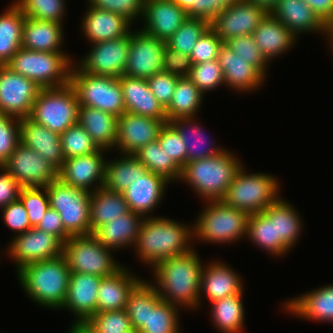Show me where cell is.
I'll return each mask as SVG.
<instances>
[{
  "label": "cell",
  "instance_id": "63",
  "mask_svg": "<svg viewBox=\"0 0 333 333\" xmlns=\"http://www.w3.org/2000/svg\"><path fill=\"white\" fill-rule=\"evenodd\" d=\"M326 24L333 18V0H303Z\"/></svg>",
  "mask_w": 333,
  "mask_h": 333
},
{
  "label": "cell",
  "instance_id": "43",
  "mask_svg": "<svg viewBox=\"0 0 333 333\" xmlns=\"http://www.w3.org/2000/svg\"><path fill=\"white\" fill-rule=\"evenodd\" d=\"M134 156L145 165L148 171L163 176L167 181L181 176L182 168L168 157L158 140L148 143Z\"/></svg>",
  "mask_w": 333,
  "mask_h": 333
},
{
  "label": "cell",
  "instance_id": "12",
  "mask_svg": "<svg viewBox=\"0 0 333 333\" xmlns=\"http://www.w3.org/2000/svg\"><path fill=\"white\" fill-rule=\"evenodd\" d=\"M34 81L0 65V114L22 119L29 117L34 101L41 91Z\"/></svg>",
  "mask_w": 333,
  "mask_h": 333
},
{
  "label": "cell",
  "instance_id": "23",
  "mask_svg": "<svg viewBox=\"0 0 333 333\" xmlns=\"http://www.w3.org/2000/svg\"><path fill=\"white\" fill-rule=\"evenodd\" d=\"M119 79L126 112L149 118L167 119L165 109L150 91L146 79L126 75Z\"/></svg>",
  "mask_w": 333,
  "mask_h": 333
},
{
  "label": "cell",
  "instance_id": "25",
  "mask_svg": "<svg viewBox=\"0 0 333 333\" xmlns=\"http://www.w3.org/2000/svg\"><path fill=\"white\" fill-rule=\"evenodd\" d=\"M84 20L83 31L91 43L114 40L130 33L131 22L122 15L103 9L89 7Z\"/></svg>",
  "mask_w": 333,
  "mask_h": 333
},
{
  "label": "cell",
  "instance_id": "39",
  "mask_svg": "<svg viewBox=\"0 0 333 333\" xmlns=\"http://www.w3.org/2000/svg\"><path fill=\"white\" fill-rule=\"evenodd\" d=\"M203 93L188 78L179 77L171 102L165 109L167 122L177 118H193L200 107Z\"/></svg>",
  "mask_w": 333,
  "mask_h": 333
},
{
  "label": "cell",
  "instance_id": "19",
  "mask_svg": "<svg viewBox=\"0 0 333 333\" xmlns=\"http://www.w3.org/2000/svg\"><path fill=\"white\" fill-rule=\"evenodd\" d=\"M144 33L166 42L188 18L187 12L173 0H146Z\"/></svg>",
  "mask_w": 333,
  "mask_h": 333
},
{
  "label": "cell",
  "instance_id": "15",
  "mask_svg": "<svg viewBox=\"0 0 333 333\" xmlns=\"http://www.w3.org/2000/svg\"><path fill=\"white\" fill-rule=\"evenodd\" d=\"M92 44L94 46L91 52L87 54L79 66L84 72L114 78H120L125 74L130 33L118 39Z\"/></svg>",
  "mask_w": 333,
  "mask_h": 333
},
{
  "label": "cell",
  "instance_id": "48",
  "mask_svg": "<svg viewBox=\"0 0 333 333\" xmlns=\"http://www.w3.org/2000/svg\"><path fill=\"white\" fill-rule=\"evenodd\" d=\"M15 4L26 17L62 24L65 9L63 0H19Z\"/></svg>",
  "mask_w": 333,
  "mask_h": 333
},
{
  "label": "cell",
  "instance_id": "62",
  "mask_svg": "<svg viewBox=\"0 0 333 333\" xmlns=\"http://www.w3.org/2000/svg\"><path fill=\"white\" fill-rule=\"evenodd\" d=\"M0 173V208L19 199L22 186L3 168Z\"/></svg>",
  "mask_w": 333,
  "mask_h": 333
},
{
  "label": "cell",
  "instance_id": "42",
  "mask_svg": "<svg viewBox=\"0 0 333 333\" xmlns=\"http://www.w3.org/2000/svg\"><path fill=\"white\" fill-rule=\"evenodd\" d=\"M247 235L271 254L282 255L288 251L276 238L275 217H268L264 212L249 214Z\"/></svg>",
  "mask_w": 333,
  "mask_h": 333
},
{
  "label": "cell",
  "instance_id": "20",
  "mask_svg": "<svg viewBox=\"0 0 333 333\" xmlns=\"http://www.w3.org/2000/svg\"><path fill=\"white\" fill-rule=\"evenodd\" d=\"M101 277L70 272L68 292L63 307L77 316L74 324L84 325L97 313V295Z\"/></svg>",
  "mask_w": 333,
  "mask_h": 333
},
{
  "label": "cell",
  "instance_id": "30",
  "mask_svg": "<svg viewBox=\"0 0 333 333\" xmlns=\"http://www.w3.org/2000/svg\"><path fill=\"white\" fill-rule=\"evenodd\" d=\"M263 56L269 61L294 44L295 35L271 13H268L252 34Z\"/></svg>",
  "mask_w": 333,
  "mask_h": 333
},
{
  "label": "cell",
  "instance_id": "21",
  "mask_svg": "<svg viewBox=\"0 0 333 333\" xmlns=\"http://www.w3.org/2000/svg\"><path fill=\"white\" fill-rule=\"evenodd\" d=\"M103 149L89 155L76 156L65 159L63 166L58 170V179L63 183L89 191L94 181L103 187L105 179V165L101 155Z\"/></svg>",
  "mask_w": 333,
  "mask_h": 333
},
{
  "label": "cell",
  "instance_id": "9",
  "mask_svg": "<svg viewBox=\"0 0 333 333\" xmlns=\"http://www.w3.org/2000/svg\"><path fill=\"white\" fill-rule=\"evenodd\" d=\"M46 190L50 207L60 214L65 231L70 236L90 235L91 191L67 185L60 179L54 180Z\"/></svg>",
  "mask_w": 333,
  "mask_h": 333
},
{
  "label": "cell",
  "instance_id": "6",
  "mask_svg": "<svg viewBox=\"0 0 333 333\" xmlns=\"http://www.w3.org/2000/svg\"><path fill=\"white\" fill-rule=\"evenodd\" d=\"M79 101L70 83L57 88H42L29 118L47 129L62 134L78 124Z\"/></svg>",
  "mask_w": 333,
  "mask_h": 333
},
{
  "label": "cell",
  "instance_id": "67",
  "mask_svg": "<svg viewBox=\"0 0 333 333\" xmlns=\"http://www.w3.org/2000/svg\"><path fill=\"white\" fill-rule=\"evenodd\" d=\"M325 31H326L327 34H329L328 36H331L330 40H331V44H332V47H333V18L326 23Z\"/></svg>",
  "mask_w": 333,
  "mask_h": 333
},
{
  "label": "cell",
  "instance_id": "64",
  "mask_svg": "<svg viewBox=\"0 0 333 333\" xmlns=\"http://www.w3.org/2000/svg\"><path fill=\"white\" fill-rule=\"evenodd\" d=\"M249 2L255 3L261 8L265 9L270 13L276 6L279 0H247Z\"/></svg>",
  "mask_w": 333,
  "mask_h": 333
},
{
  "label": "cell",
  "instance_id": "4",
  "mask_svg": "<svg viewBox=\"0 0 333 333\" xmlns=\"http://www.w3.org/2000/svg\"><path fill=\"white\" fill-rule=\"evenodd\" d=\"M238 159L226 150L222 153L187 162L180 179L189 182L208 201L222 200L238 170Z\"/></svg>",
  "mask_w": 333,
  "mask_h": 333
},
{
  "label": "cell",
  "instance_id": "28",
  "mask_svg": "<svg viewBox=\"0 0 333 333\" xmlns=\"http://www.w3.org/2000/svg\"><path fill=\"white\" fill-rule=\"evenodd\" d=\"M219 64L223 70L224 82L237 90H252L263 81L264 75L248 60L236 55L224 44L218 52Z\"/></svg>",
  "mask_w": 333,
  "mask_h": 333
},
{
  "label": "cell",
  "instance_id": "56",
  "mask_svg": "<svg viewBox=\"0 0 333 333\" xmlns=\"http://www.w3.org/2000/svg\"><path fill=\"white\" fill-rule=\"evenodd\" d=\"M90 7L103 9L122 15L130 22L134 17L143 15L146 0H89Z\"/></svg>",
  "mask_w": 333,
  "mask_h": 333
},
{
  "label": "cell",
  "instance_id": "60",
  "mask_svg": "<svg viewBox=\"0 0 333 333\" xmlns=\"http://www.w3.org/2000/svg\"><path fill=\"white\" fill-rule=\"evenodd\" d=\"M36 228L57 237L62 243H65L71 237L65 231L60 214L51 207L43 215Z\"/></svg>",
  "mask_w": 333,
  "mask_h": 333
},
{
  "label": "cell",
  "instance_id": "65",
  "mask_svg": "<svg viewBox=\"0 0 333 333\" xmlns=\"http://www.w3.org/2000/svg\"><path fill=\"white\" fill-rule=\"evenodd\" d=\"M173 1L187 12L192 7L193 3L196 0H173Z\"/></svg>",
  "mask_w": 333,
  "mask_h": 333
},
{
  "label": "cell",
  "instance_id": "27",
  "mask_svg": "<svg viewBox=\"0 0 333 333\" xmlns=\"http://www.w3.org/2000/svg\"><path fill=\"white\" fill-rule=\"evenodd\" d=\"M142 222V216L130 210L99 226L92 235L102 246L115 250V248L135 244Z\"/></svg>",
  "mask_w": 333,
  "mask_h": 333
},
{
  "label": "cell",
  "instance_id": "47",
  "mask_svg": "<svg viewBox=\"0 0 333 333\" xmlns=\"http://www.w3.org/2000/svg\"><path fill=\"white\" fill-rule=\"evenodd\" d=\"M60 141L65 159L89 155L100 149L86 130L79 124L69 127L65 132L60 134Z\"/></svg>",
  "mask_w": 333,
  "mask_h": 333
},
{
  "label": "cell",
  "instance_id": "8",
  "mask_svg": "<svg viewBox=\"0 0 333 333\" xmlns=\"http://www.w3.org/2000/svg\"><path fill=\"white\" fill-rule=\"evenodd\" d=\"M69 83L81 106L103 110L117 117L126 112L119 78L89 74L81 68L73 71L71 67Z\"/></svg>",
  "mask_w": 333,
  "mask_h": 333
},
{
  "label": "cell",
  "instance_id": "68",
  "mask_svg": "<svg viewBox=\"0 0 333 333\" xmlns=\"http://www.w3.org/2000/svg\"><path fill=\"white\" fill-rule=\"evenodd\" d=\"M220 1L225 6H227V5H230V4H233V3H237V2H240V1H243V0H220Z\"/></svg>",
  "mask_w": 333,
  "mask_h": 333
},
{
  "label": "cell",
  "instance_id": "66",
  "mask_svg": "<svg viewBox=\"0 0 333 333\" xmlns=\"http://www.w3.org/2000/svg\"><path fill=\"white\" fill-rule=\"evenodd\" d=\"M69 333H92L84 325L73 324Z\"/></svg>",
  "mask_w": 333,
  "mask_h": 333
},
{
  "label": "cell",
  "instance_id": "24",
  "mask_svg": "<svg viewBox=\"0 0 333 333\" xmlns=\"http://www.w3.org/2000/svg\"><path fill=\"white\" fill-rule=\"evenodd\" d=\"M141 279L130 276L121 267L114 274L101 278L97 295V312L125 309L128 298Z\"/></svg>",
  "mask_w": 333,
  "mask_h": 333
},
{
  "label": "cell",
  "instance_id": "45",
  "mask_svg": "<svg viewBox=\"0 0 333 333\" xmlns=\"http://www.w3.org/2000/svg\"><path fill=\"white\" fill-rule=\"evenodd\" d=\"M210 27L203 18L188 17L179 29L166 41L173 50L190 55L200 36Z\"/></svg>",
  "mask_w": 333,
  "mask_h": 333
},
{
  "label": "cell",
  "instance_id": "36",
  "mask_svg": "<svg viewBox=\"0 0 333 333\" xmlns=\"http://www.w3.org/2000/svg\"><path fill=\"white\" fill-rule=\"evenodd\" d=\"M130 211L123 193L96 188L90 197L91 234L101 225Z\"/></svg>",
  "mask_w": 333,
  "mask_h": 333
},
{
  "label": "cell",
  "instance_id": "37",
  "mask_svg": "<svg viewBox=\"0 0 333 333\" xmlns=\"http://www.w3.org/2000/svg\"><path fill=\"white\" fill-rule=\"evenodd\" d=\"M124 156L120 160L106 162L105 165L103 187L113 192H125L136 179L148 172L145 165L134 155Z\"/></svg>",
  "mask_w": 333,
  "mask_h": 333
},
{
  "label": "cell",
  "instance_id": "41",
  "mask_svg": "<svg viewBox=\"0 0 333 333\" xmlns=\"http://www.w3.org/2000/svg\"><path fill=\"white\" fill-rule=\"evenodd\" d=\"M212 319L224 333H240L243 327L244 310L242 293L230 294L212 302Z\"/></svg>",
  "mask_w": 333,
  "mask_h": 333
},
{
  "label": "cell",
  "instance_id": "31",
  "mask_svg": "<svg viewBox=\"0 0 333 333\" xmlns=\"http://www.w3.org/2000/svg\"><path fill=\"white\" fill-rule=\"evenodd\" d=\"M62 24L25 16L21 48L30 51L61 52Z\"/></svg>",
  "mask_w": 333,
  "mask_h": 333
},
{
  "label": "cell",
  "instance_id": "52",
  "mask_svg": "<svg viewBox=\"0 0 333 333\" xmlns=\"http://www.w3.org/2000/svg\"><path fill=\"white\" fill-rule=\"evenodd\" d=\"M158 141L168 157L172 158L181 168L186 165L187 151L185 142L182 140L178 130L170 122H166L163 125Z\"/></svg>",
  "mask_w": 333,
  "mask_h": 333
},
{
  "label": "cell",
  "instance_id": "54",
  "mask_svg": "<svg viewBox=\"0 0 333 333\" xmlns=\"http://www.w3.org/2000/svg\"><path fill=\"white\" fill-rule=\"evenodd\" d=\"M20 142V119L0 114V167L7 162Z\"/></svg>",
  "mask_w": 333,
  "mask_h": 333
},
{
  "label": "cell",
  "instance_id": "18",
  "mask_svg": "<svg viewBox=\"0 0 333 333\" xmlns=\"http://www.w3.org/2000/svg\"><path fill=\"white\" fill-rule=\"evenodd\" d=\"M166 122L167 119L125 112L118 117L115 146H119L125 155H134L148 143L158 140L160 130Z\"/></svg>",
  "mask_w": 333,
  "mask_h": 333
},
{
  "label": "cell",
  "instance_id": "51",
  "mask_svg": "<svg viewBox=\"0 0 333 333\" xmlns=\"http://www.w3.org/2000/svg\"><path fill=\"white\" fill-rule=\"evenodd\" d=\"M44 194L40 191L39 187H22L19 199L23 203L32 228L37 227L41 221V218L50 208L49 198L46 187Z\"/></svg>",
  "mask_w": 333,
  "mask_h": 333
},
{
  "label": "cell",
  "instance_id": "32",
  "mask_svg": "<svg viewBox=\"0 0 333 333\" xmlns=\"http://www.w3.org/2000/svg\"><path fill=\"white\" fill-rule=\"evenodd\" d=\"M78 124L90 135L99 148L115 147L118 117L92 107H79Z\"/></svg>",
  "mask_w": 333,
  "mask_h": 333
},
{
  "label": "cell",
  "instance_id": "61",
  "mask_svg": "<svg viewBox=\"0 0 333 333\" xmlns=\"http://www.w3.org/2000/svg\"><path fill=\"white\" fill-rule=\"evenodd\" d=\"M220 0H196L187 11L188 17L203 18L210 23L224 9Z\"/></svg>",
  "mask_w": 333,
  "mask_h": 333
},
{
  "label": "cell",
  "instance_id": "17",
  "mask_svg": "<svg viewBox=\"0 0 333 333\" xmlns=\"http://www.w3.org/2000/svg\"><path fill=\"white\" fill-rule=\"evenodd\" d=\"M62 250L63 243L57 237L34 227L15 237L9 254L18 263L19 271L29 264L58 257Z\"/></svg>",
  "mask_w": 333,
  "mask_h": 333
},
{
  "label": "cell",
  "instance_id": "57",
  "mask_svg": "<svg viewBox=\"0 0 333 333\" xmlns=\"http://www.w3.org/2000/svg\"><path fill=\"white\" fill-rule=\"evenodd\" d=\"M178 78L177 75L161 72L146 79L150 91L164 109L171 102Z\"/></svg>",
  "mask_w": 333,
  "mask_h": 333
},
{
  "label": "cell",
  "instance_id": "40",
  "mask_svg": "<svg viewBox=\"0 0 333 333\" xmlns=\"http://www.w3.org/2000/svg\"><path fill=\"white\" fill-rule=\"evenodd\" d=\"M268 217H275L276 238L289 250L296 242L301 230L300 218L286 201L278 199L263 211Z\"/></svg>",
  "mask_w": 333,
  "mask_h": 333
},
{
  "label": "cell",
  "instance_id": "46",
  "mask_svg": "<svg viewBox=\"0 0 333 333\" xmlns=\"http://www.w3.org/2000/svg\"><path fill=\"white\" fill-rule=\"evenodd\" d=\"M84 326L92 333H136L125 309L97 312Z\"/></svg>",
  "mask_w": 333,
  "mask_h": 333
},
{
  "label": "cell",
  "instance_id": "50",
  "mask_svg": "<svg viewBox=\"0 0 333 333\" xmlns=\"http://www.w3.org/2000/svg\"><path fill=\"white\" fill-rule=\"evenodd\" d=\"M188 78L202 93L225 83L223 70L218 60L193 64Z\"/></svg>",
  "mask_w": 333,
  "mask_h": 333
},
{
  "label": "cell",
  "instance_id": "59",
  "mask_svg": "<svg viewBox=\"0 0 333 333\" xmlns=\"http://www.w3.org/2000/svg\"><path fill=\"white\" fill-rule=\"evenodd\" d=\"M3 219L6 225L18 234L25 233L32 227L27 215V211L20 199L11 202L3 209Z\"/></svg>",
  "mask_w": 333,
  "mask_h": 333
},
{
  "label": "cell",
  "instance_id": "2",
  "mask_svg": "<svg viewBox=\"0 0 333 333\" xmlns=\"http://www.w3.org/2000/svg\"><path fill=\"white\" fill-rule=\"evenodd\" d=\"M191 235H194L193 231L173 220L146 218L141 224L135 246L141 259L154 267L165 258L191 251L188 246Z\"/></svg>",
  "mask_w": 333,
  "mask_h": 333
},
{
  "label": "cell",
  "instance_id": "22",
  "mask_svg": "<svg viewBox=\"0 0 333 333\" xmlns=\"http://www.w3.org/2000/svg\"><path fill=\"white\" fill-rule=\"evenodd\" d=\"M20 138L23 144L35 150L58 170L63 166L65 158L60 134L26 117L20 119Z\"/></svg>",
  "mask_w": 333,
  "mask_h": 333
},
{
  "label": "cell",
  "instance_id": "58",
  "mask_svg": "<svg viewBox=\"0 0 333 333\" xmlns=\"http://www.w3.org/2000/svg\"><path fill=\"white\" fill-rule=\"evenodd\" d=\"M163 72L188 77L193 66L191 56L173 50L167 45L163 51Z\"/></svg>",
  "mask_w": 333,
  "mask_h": 333
},
{
  "label": "cell",
  "instance_id": "29",
  "mask_svg": "<svg viewBox=\"0 0 333 333\" xmlns=\"http://www.w3.org/2000/svg\"><path fill=\"white\" fill-rule=\"evenodd\" d=\"M270 13L295 36L300 32L314 30L325 32L326 24L303 0H279Z\"/></svg>",
  "mask_w": 333,
  "mask_h": 333
},
{
  "label": "cell",
  "instance_id": "16",
  "mask_svg": "<svg viewBox=\"0 0 333 333\" xmlns=\"http://www.w3.org/2000/svg\"><path fill=\"white\" fill-rule=\"evenodd\" d=\"M166 42L143 31L130 32V47L125 69L126 76L148 79L163 72V51Z\"/></svg>",
  "mask_w": 333,
  "mask_h": 333
},
{
  "label": "cell",
  "instance_id": "5",
  "mask_svg": "<svg viewBox=\"0 0 333 333\" xmlns=\"http://www.w3.org/2000/svg\"><path fill=\"white\" fill-rule=\"evenodd\" d=\"M66 53L30 51L20 48L7 64L14 72L36 82L41 88L66 86L71 60Z\"/></svg>",
  "mask_w": 333,
  "mask_h": 333
},
{
  "label": "cell",
  "instance_id": "34",
  "mask_svg": "<svg viewBox=\"0 0 333 333\" xmlns=\"http://www.w3.org/2000/svg\"><path fill=\"white\" fill-rule=\"evenodd\" d=\"M291 313L312 320L333 321V286L319 288L286 303Z\"/></svg>",
  "mask_w": 333,
  "mask_h": 333
},
{
  "label": "cell",
  "instance_id": "10",
  "mask_svg": "<svg viewBox=\"0 0 333 333\" xmlns=\"http://www.w3.org/2000/svg\"><path fill=\"white\" fill-rule=\"evenodd\" d=\"M248 218L247 212L226 205L222 200L209 201L192 229L201 240L230 243L247 234Z\"/></svg>",
  "mask_w": 333,
  "mask_h": 333
},
{
  "label": "cell",
  "instance_id": "11",
  "mask_svg": "<svg viewBox=\"0 0 333 333\" xmlns=\"http://www.w3.org/2000/svg\"><path fill=\"white\" fill-rule=\"evenodd\" d=\"M110 249L92 235L71 236L63 243L62 255L70 272L96 275L101 278L114 274L121 266L113 260Z\"/></svg>",
  "mask_w": 333,
  "mask_h": 333
},
{
  "label": "cell",
  "instance_id": "35",
  "mask_svg": "<svg viewBox=\"0 0 333 333\" xmlns=\"http://www.w3.org/2000/svg\"><path fill=\"white\" fill-rule=\"evenodd\" d=\"M225 264L214 263L203 268L201 288L211 302L223 299L230 294L243 292L240 278Z\"/></svg>",
  "mask_w": 333,
  "mask_h": 333
},
{
  "label": "cell",
  "instance_id": "3",
  "mask_svg": "<svg viewBox=\"0 0 333 333\" xmlns=\"http://www.w3.org/2000/svg\"><path fill=\"white\" fill-rule=\"evenodd\" d=\"M70 269L63 255L29 264L18 271L23 289L34 301L48 308H63Z\"/></svg>",
  "mask_w": 333,
  "mask_h": 333
},
{
  "label": "cell",
  "instance_id": "1",
  "mask_svg": "<svg viewBox=\"0 0 333 333\" xmlns=\"http://www.w3.org/2000/svg\"><path fill=\"white\" fill-rule=\"evenodd\" d=\"M203 268L193 249L158 262L153 268L156 282L165 291L161 292L163 290L160 287H155L158 295L163 301L173 305L196 307L202 293L200 288Z\"/></svg>",
  "mask_w": 333,
  "mask_h": 333
},
{
  "label": "cell",
  "instance_id": "44",
  "mask_svg": "<svg viewBox=\"0 0 333 333\" xmlns=\"http://www.w3.org/2000/svg\"><path fill=\"white\" fill-rule=\"evenodd\" d=\"M192 121H194L193 118H177L170 122L178 130L182 140L185 142L186 151H187V162H190L193 160H201L203 158L212 157V156L222 153L224 151V150H222V148L221 149H219V147L218 148H212V147L208 148V146H207L208 144L204 145V144H206L205 142L207 141L206 139H208V138L204 139L205 138L204 134H203L202 130L200 129L199 125L198 126L194 125V123H193V125L191 124L193 133L190 132V133H192L190 135L195 136L193 139H195L196 137L198 138V139L196 138L194 140V142H197L199 140V142H197L198 146H197V144H195L193 142L191 137H189L190 136L188 133L189 131L187 130L188 132H186V128H187L186 126L190 125V122L192 123ZM186 124H188V125H186ZM203 141H205V142L203 143ZM200 143H202V144H200ZM204 146H207V149Z\"/></svg>",
  "mask_w": 333,
  "mask_h": 333
},
{
  "label": "cell",
  "instance_id": "49",
  "mask_svg": "<svg viewBox=\"0 0 333 333\" xmlns=\"http://www.w3.org/2000/svg\"><path fill=\"white\" fill-rule=\"evenodd\" d=\"M238 57L248 60L250 64L255 66L264 76L267 59L263 56L261 50L254 41L252 35L238 36L227 39L223 42Z\"/></svg>",
  "mask_w": 333,
  "mask_h": 333
},
{
  "label": "cell",
  "instance_id": "13",
  "mask_svg": "<svg viewBox=\"0 0 333 333\" xmlns=\"http://www.w3.org/2000/svg\"><path fill=\"white\" fill-rule=\"evenodd\" d=\"M2 167L22 187L41 189L58 179V169L22 142Z\"/></svg>",
  "mask_w": 333,
  "mask_h": 333
},
{
  "label": "cell",
  "instance_id": "55",
  "mask_svg": "<svg viewBox=\"0 0 333 333\" xmlns=\"http://www.w3.org/2000/svg\"><path fill=\"white\" fill-rule=\"evenodd\" d=\"M223 41L209 27L198 39L190 54L193 64H200L218 59V52Z\"/></svg>",
  "mask_w": 333,
  "mask_h": 333
},
{
  "label": "cell",
  "instance_id": "7",
  "mask_svg": "<svg viewBox=\"0 0 333 333\" xmlns=\"http://www.w3.org/2000/svg\"><path fill=\"white\" fill-rule=\"evenodd\" d=\"M243 169L236 173L222 201L248 214L263 212L279 199L276 178L262 173L249 175Z\"/></svg>",
  "mask_w": 333,
  "mask_h": 333
},
{
  "label": "cell",
  "instance_id": "53",
  "mask_svg": "<svg viewBox=\"0 0 333 333\" xmlns=\"http://www.w3.org/2000/svg\"><path fill=\"white\" fill-rule=\"evenodd\" d=\"M125 311L135 332L146 322L148 316V283L143 280L130 293Z\"/></svg>",
  "mask_w": 333,
  "mask_h": 333
},
{
  "label": "cell",
  "instance_id": "26",
  "mask_svg": "<svg viewBox=\"0 0 333 333\" xmlns=\"http://www.w3.org/2000/svg\"><path fill=\"white\" fill-rule=\"evenodd\" d=\"M168 182L163 176L151 171L136 179L123 192L129 209L141 216L143 214L145 216V213L152 211V208L161 201L165 185Z\"/></svg>",
  "mask_w": 333,
  "mask_h": 333
},
{
  "label": "cell",
  "instance_id": "38",
  "mask_svg": "<svg viewBox=\"0 0 333 333\" xmlns=\"http://www.w3.org/2000/svg\"><path fill=\"white\" fill-rule=\"evenodd\" d=\"M24 20L16 4L0 15V65H7L21 48Z\"/></svg>",
  "mask_w": 333,
  "mask_h": 333
},
{
  "label": "cell",
  "instance_id": "14",
  "mask_svg": "<svg viewBox=\"0 0 333 333\" xmlns=\"http://www.w3.org/2000/svg\"><path fill=\"white\" fill-rule=\"evenodd\" d=\"M268 12L255 3L243 0L224 7L210 27L224 42L238 36L252 35Z\"/></svg>",
  "mask_w": 333,
  "mask_h": 333
},
{
  "label": "cell",
  "instance_id": "33",
  "mask_svg": "<svg viewBox=\"0 0 333 333\" xmlns=\"http://www.w3.org/2000/svg\"><path fill=\"white\" fill-rule=\"evenodd\" d=\"M177 305L163 301L155 286L148 284V316L136 333H178Z\"/></svg>",
  "mask_w": 333,
  "mask_h": 333
}]
</instances>
